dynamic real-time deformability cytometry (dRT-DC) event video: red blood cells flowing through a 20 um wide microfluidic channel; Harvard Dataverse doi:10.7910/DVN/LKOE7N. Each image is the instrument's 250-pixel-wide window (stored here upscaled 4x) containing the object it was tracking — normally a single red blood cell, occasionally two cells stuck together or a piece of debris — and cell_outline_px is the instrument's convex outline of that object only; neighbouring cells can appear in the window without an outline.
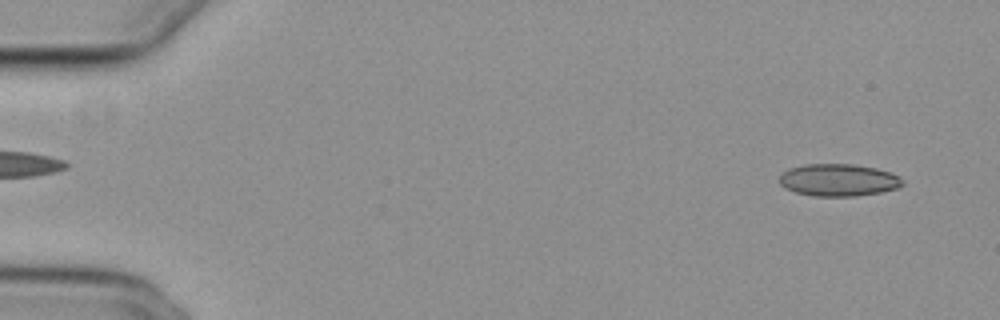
{"species": "common noctule bat (a hibernating species)", "species_latin": "Nyctalus noctula", "temperature_condition": "cold", "stored_images_in_passage": 55, "camera_frame_rate_fps": 3000, "um_per_image_px": 0.085, "animal": {"sex": "female", "body_mass_g": 29.2, "forearm_length_mm": 56.3}, "frame": {"image": 1, "passage_image": 3, "time_ms": 0.667, "image_size_px": [1000, 320], "cell_outline_px": [[904, 184], [896, 188], [880, 192], [856, 196], [812, 196], [796, 192], [784, 188], [780, 184], [780, 176], [788, 168], [804, 164], [852, 164], [876, 168], [900, 176]], "centroid_in_image_um": [71.25, 15.3], "position_along_channel_um": 13.8, "area_um2": 23.12}}
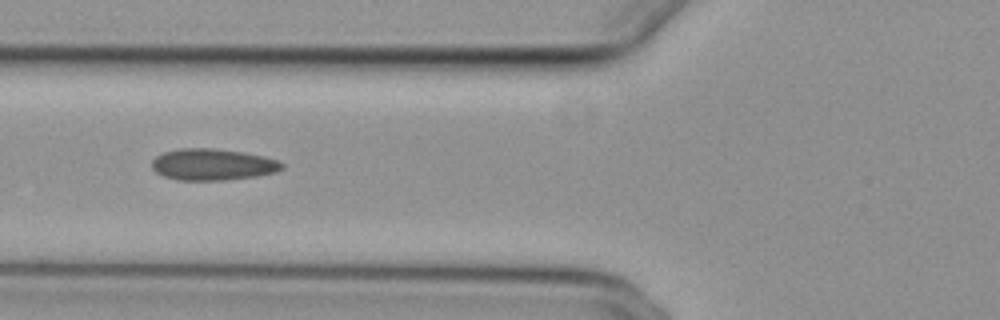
{"frame": {"image": 2, "passage_image": 21, "time_ms": 6.667, "image_size_px": [1000, 320], "cell_outline_px": [[284, 168], [276, 172], [256, 176], [224, 180], [176, 180], [164, 176], [156, 172], [152, 168], [152, 160], [156, 156], [164, 152], [180, 148], [212, 148], [244, 152], [264, 156], [276, 160], [284, 164]], "centroid_in_image_um": [18.07, 13.98], "position_along_channel_um": 107.7, "area_um2": 23.93}}
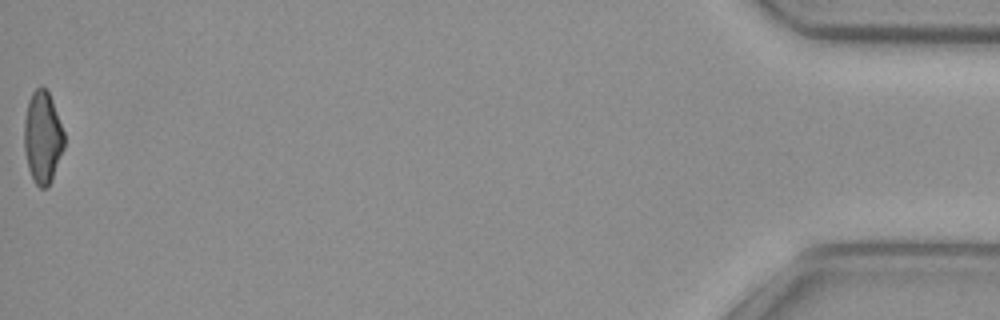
{"frame": {"image": 3, "passage_image": 55, "time_ms": 18.0, "image_size_px": [1000, 320], "cell_outline_px": [[64, 148], [52, 180], [48, 188], [40, 188], [36, 184], [28, 168], [24, 148], [24, 120], [28, 100], [32, 92], [40, 84], [48, 88], [64, 132]], "centroid_in_image_um": [3.62, 11.63], "position_along_channel_um": 431.6, "area_um2": 21.79}, "authors_computed_cell_mechanics": {"area_um2": 23.12, "velocity_mm_per_s": 3.7352, "shape_relaxation_time_tau1_ms": 7.3149, "shape_relaxation_time_tau2_ms": 1.781, "deformation_change_tau1": 0.1566, "deformation_change_tau2": 0.0799}}